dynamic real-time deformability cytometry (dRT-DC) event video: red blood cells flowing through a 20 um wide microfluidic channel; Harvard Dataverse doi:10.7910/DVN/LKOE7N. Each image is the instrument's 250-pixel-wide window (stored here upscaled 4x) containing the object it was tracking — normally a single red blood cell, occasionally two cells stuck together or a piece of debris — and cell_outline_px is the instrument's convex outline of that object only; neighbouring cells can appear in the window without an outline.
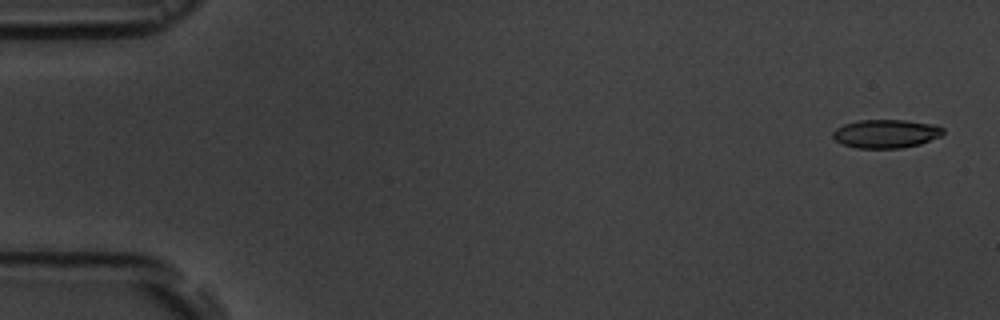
{"species": "common noctule bat (a hibernating species)", "species_latin": "Nyctalus noctula", "temperature_condition": "room temperature", "stored_images_in_passage": 6, "segment_of_instrument_passage": [2, 2], "camera_frame_rate_fps": 3000, "um_per_image_px": 0.085, "animal": {"sex": "male", "body_mass_g": 19.5, "forearm_length_mm": 54.6}, "frame": {"image": 1, "passage_image": 6, "time_ms": 6.667, "image_size_px": [1000, 320], "cell_outline_px": [[944, 132], [940, 136], [920, 144], [900, 148], [856, 148], [844, 144], [836, 140], [832, 136], [832, 132], [836, 128], [844, 124], [860, 120], [904, 120], [936, 124], [944, 128]], "centroid_in_image_um": [75.32, 11.36], "position_along_channel_um": 9.7, "area_um2": 18.32}}